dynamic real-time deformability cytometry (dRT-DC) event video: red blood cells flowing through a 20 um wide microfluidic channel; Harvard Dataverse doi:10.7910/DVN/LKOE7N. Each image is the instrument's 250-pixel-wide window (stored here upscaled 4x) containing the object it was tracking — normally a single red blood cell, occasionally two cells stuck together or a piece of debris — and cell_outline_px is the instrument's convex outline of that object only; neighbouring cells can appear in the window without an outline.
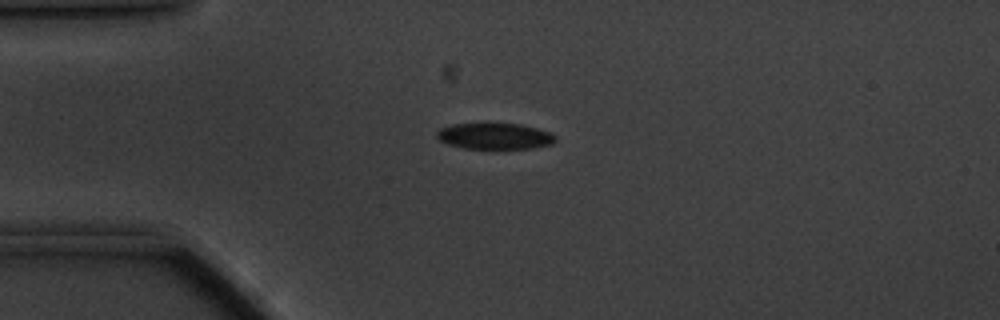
{"species": "common noctule bat (a hibernating species)", "species_latin": "Nyctalus noctula", "temperature_condition": "cold", "stored_images_in_passage": 57, "camera_frame_rate_fps": 3000, "um_per_image_px": 0.085, "animal": {"sex": "male", "body_mass_g": 20.1, "forearm_length_mm": 53.5}, "frame": {"image": 1, "passage_image": 13, "time_ms": 4.0, "image_size_px": [1000, 320], "cell_outline_px": [[556, 140], [552, 144], [532, 148], [464, 148], [448, 144], [440, 140], [436, 136], [436, 132], [440, 128], [452, 124], [520, 124], [536, 128], [548, 132], [556, 136]], "centroid_in_image_um": [42.04, 11.57], "position_along_channel_um": 43.0, "area_um2": 17.8}}
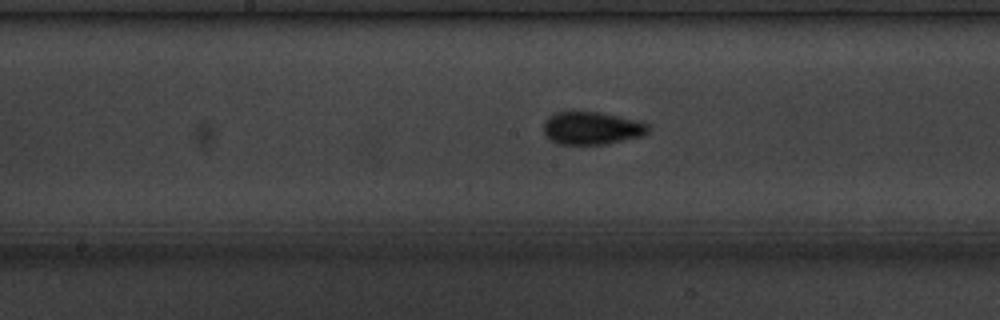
{"frame": {"image": 2, "passage_image": 28, "time_ms": 9.0, "image_size_px": [1000, 320], "cell_outline_px": [[648, 132], [644, 136], [608, 144], [560, 144], [552, 140], [544, 132], [544, 120], [548, 116], [556, 112], [596, 112], [616, 116], [648, 124]], "centroid_in_image_um": [50.29, 10.9], "position_along_channel_um": 197.9, "area_um2": 19.71}}
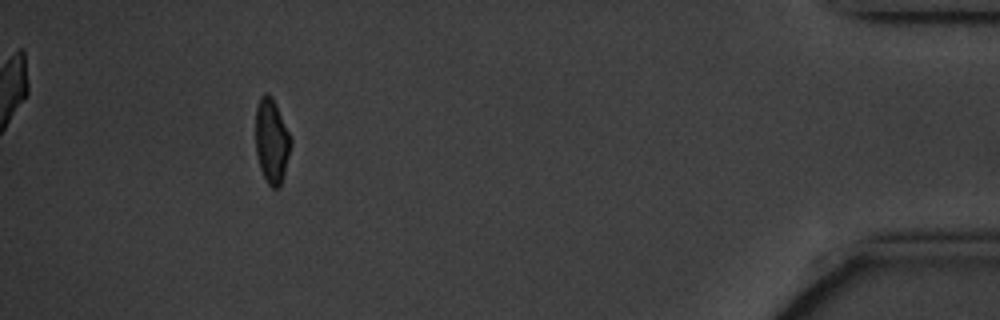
{"frame": {"image": 3, "passage_image": 52, "time_ms": 17.0, "image_size_px": [1000, 320], "cell_outline_px": [[292, 144], [284, 172], [280, 184], [276, 188], [272, 188], [268, 184], [260, 168], [256, 152], [256, 108], [260, 96], [264, 92], [268, 92], [272, 96], [276, 104], [292, 140]], "centroid_in_image_um": [23.08, 11.94], "position_along_channel_um": 412.1, "area_um2": 17.22}, "authors_computed_cell_mechanics": {"area_um2": 18.3804, "velocity_mm_per_s": 3.461, "shape_relaxation_time_tau1_ms": 2.6506, "shape_relaxation_time_tau2_ms": null, "deformation_change_tau1": 0.0931, "deformation_change_tau2": null}}